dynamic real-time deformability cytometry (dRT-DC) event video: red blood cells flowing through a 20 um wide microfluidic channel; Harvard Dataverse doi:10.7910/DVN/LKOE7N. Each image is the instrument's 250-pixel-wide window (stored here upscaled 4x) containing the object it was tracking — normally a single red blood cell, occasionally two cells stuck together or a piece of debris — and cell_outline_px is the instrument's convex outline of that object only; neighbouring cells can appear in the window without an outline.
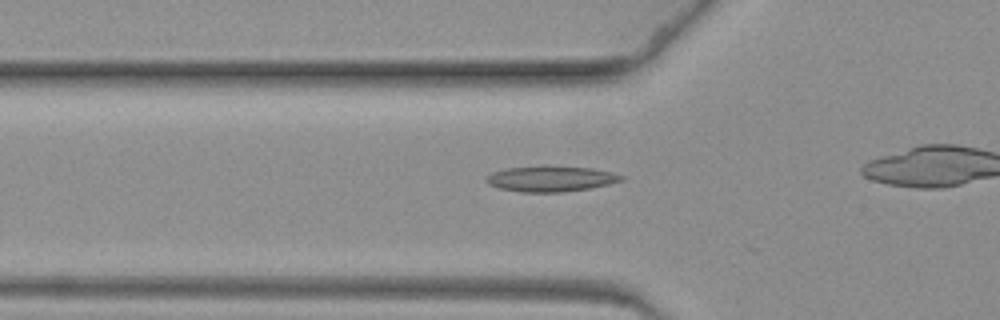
{"species": "common noctule bat (a hibernating species)", "species_latin": "Nyctalus noctula", "temperature_condition": "warm", "stored_images_in_passage": 31, "camera_frame_rate_fps": 3000, "um_per_image_px": 0.085, "animal": {"sex": "female", "body_mass_g": 19.3, "forearm_length_mm": 54.1}, "frame": {"image": 1, "passage_image": 18, "time_ms": 5.667, "image_size_px": [1000, 320], "cell_outline_px": [[624, 180], [608, 184], [588, 188], [564, 192], [520, 192], [500, 188], [488, 184], [484, 180], [484, 176], [492, 172], [508, 168], [592, 168], [612, 172], [624, 176]], "centroid_in_image_um": [46.79, 15.23], "position_along_channel_um": 79.0, "area_um2": 19.42}}
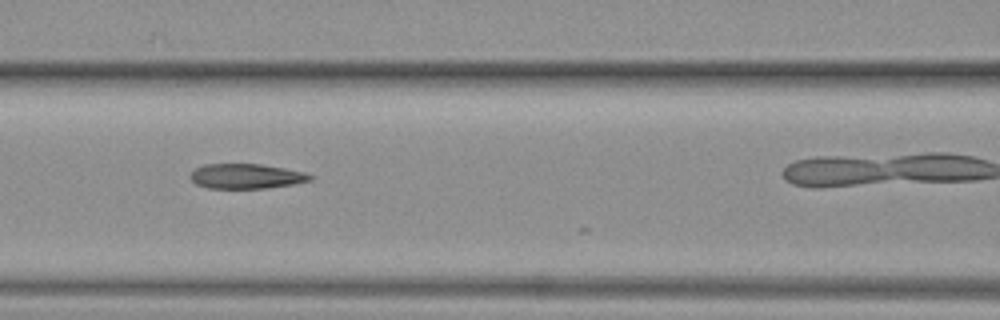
{"frame": {"image": 2, "passage_image": 24, "time_ms": 7.667, "image_size_px": [1000, 320], "cell_outline_px": [[312, 180], [292, 184], [268, 188], [208, 188], [196, 184], [188, 176], [196, 168], [204, 164], [260, 164], [284, 168], [304, 172], [312, 176]], "centroid_in_image_um": [20.9, 14.98], "position_along_channel_um": 145.7, "area_um2": 17.28}}
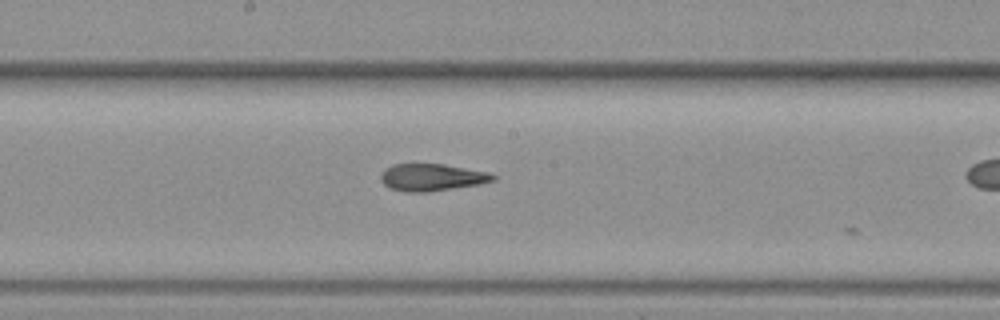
{"frame": {"image": 3, "passage_image": 30, "time_ms": 9.667, "image_size_px": [1000, 320], "cell_outline_px": [[496, 180], [480, 184], [428, 192], [404, 192], [392, 188], [384, 184], [380, 180], [380, 176], [384, 168], [392, 164], [444, 164], [488, 172], [496, 176]], "centroid_in_image_um": [36.7, 15.07], "position_along_channel_um": 211.5, "area_um2": 17.8}}